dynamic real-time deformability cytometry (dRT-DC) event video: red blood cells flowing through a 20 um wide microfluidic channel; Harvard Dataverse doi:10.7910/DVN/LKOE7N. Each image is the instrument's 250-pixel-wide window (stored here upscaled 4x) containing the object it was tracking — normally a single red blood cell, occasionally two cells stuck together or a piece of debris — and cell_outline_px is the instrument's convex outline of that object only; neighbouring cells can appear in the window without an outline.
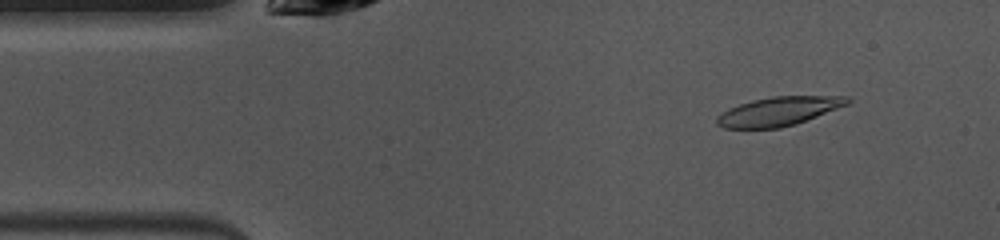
{"species": "common noctule bat (a hibernating species)", "species_latin": "Nyctalus noctula", "temperature_condition": "warm", "stored_images_in_passage": 44, "camera_frame_rate_fps": 3000, "um_per_image_px": 0.085, "animal": {"sex": "female", "body_mass_g": 10.0, "forearm_length_mm": 53.1}, "frame": {"image": 1, "passage_image": 1, "time_ms": 0.0, "image_size_px": [1000, 240], "cell_outline_px": [[852, 100], [848, 104], [796, 124], [780, 128], [724, 128], [716, 124], [716, 116], [728, 108], [752, 100], [772, 96], [848, 96]], "centroid_in_image_um": [66.17, 9.46], "position_along_channel_um": 18.8, "area_um2": 21.96}}
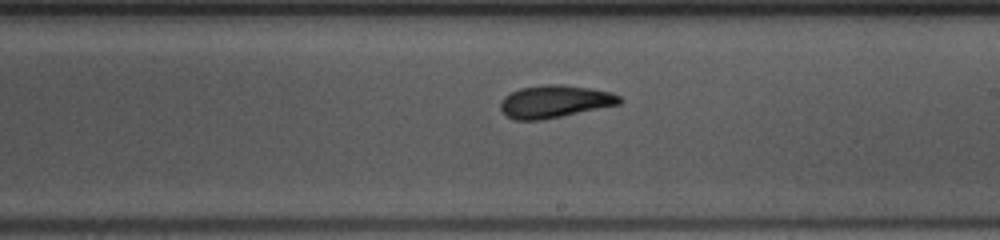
{"frame": {"image": 2, "passage_image": 22, "time_ms": 7.0, "image_size_px": [1000, 240], "cell_outline_px": [[624, 100], [620, 104], [540, 120], [516, 120], [508, 116], [500, 108], [500, 100], [504, 96], [520, 88], [544, 84], [560, 84], [588, 88], [612, 92], [620, 96]], "centroid_in_image_um": [47.15, 8.62], "position_along_channel_um": 241.8, "area_um2": 22.43}}
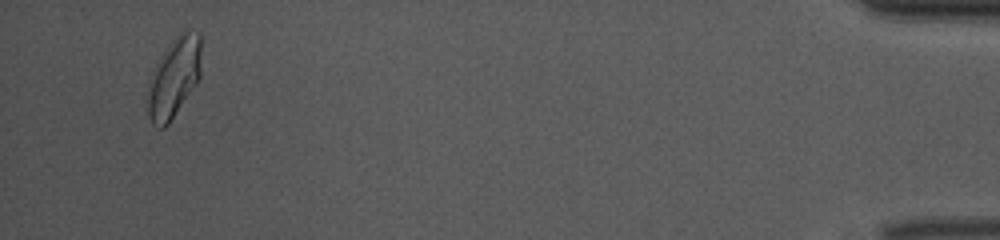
{"frame": {"image": 3, "passage_image": 42, "time_ms": 13.667, "image_size_px": [1000, 240], "cell_outline_px": [[200, 76], [196, 84], [168, 124], [164, 128], [156, 128], [152, 124], [148, 116], [148, 96], [152, 72], [156, 64], [172, 40], [184, 28], [200, 32]], "centroid_in_image_um": [14.8, 6.58], "position_along_channel_um": 420.4, "area_um2": 24.68}, "authors_computed_cell_mechanics": {"area_um2": 22.3975, "velocity_mm_per_s": 3.9847, "shape_relaxation_time_tau1_ms": 3.0323, "shape_relaxation_time_tau2_ms": 4.7125, "deformation_change_tau1": 0.1492, "deformation_change_tau2": 0.1063}}